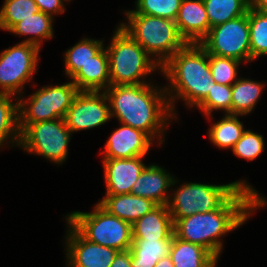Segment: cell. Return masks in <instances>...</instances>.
Returning <instances> with one entry per match:
<instances>
[{
	"label": "cell",
	"instance_id": "44dd1931",
	"mask_svg": "<svg viewBox=\"0 0 267 267\" xmlns=\"http://www.w3.org/2000/svg\"><path fill=\"white\" fill-rule=\"evenodd\" d=\"M169 256L175 267H216L218 259L203 246L173 235Z\"/></svg>",
	"mask_w": 267,
	"mask_h": 267
},
{
	"label": "cell",
	"instance_id": "f1b7e54d",
	"mask_svg": "<svg viewBox=\"0 0 267 267\" xmlns=\"http://www.w3.org/2000/svg\"><path fill=\"white\" fill-rule=\"evenodd\" d=\"M248 23L251 61H253L267 55V14L251 5L248 8Z\"/></svg>",
	"mask_w": 267,
	"mask_h": 267
},
{
	"label": "cell",
	"instance_id": "ac0fdd59",
	"mask_svg": "<svg viewBox=\"0 0 267 267\" xmlns=\"http://www.w3.org/2000/svg\"><path fill=\"white\" fill-rule=\"evenodd\" d=\"M133 240H173V221L167 205H158L132 224Z\"/></svg>",
	"mask_w": 267,
	"mask_h": 267
},
{
	"label": "cell",
	"instance_id": "4316f807",
	"mask_svg": "<svg viewBox=\"0 0 267 267\" xmlns=\"http://www.w3.org/2000/svg\"><path fill=\"white\" fill-rule=\"evenodd\" d=\"M210 28L245 15L251 0H203Z\"/></svg>",
	"mask_w": 267,
	"mask_h": 267
},
{
	"label": "cell",
	"instance_id": "5b68a950",
	"mask_svg": "<svg viewBox=\"0 0 267 267\" xmlns=\"http://www.w3.org/2000/svg\"><path fill=\"white\" fill-rule=\"evenodd\" d=\"M106 49L109 59L110 85L148 84L143 77H147L156 69H161L142 46L120 26L117 27Z\"/></svg>",
	"mask_w": 267,
	"mask_h": 267
},
{
	"label": "cell",
	"instance_id": "3957f363",
	"mask_svg": "<svg viewBox=\"0 0 267 267\" xmlns=\"http://www.w3.org/2000/svg\"><path fill=\"white\" fill-rule=\"evenodd\" d=\"M160 71L170 81V86L164 88L174 117L177 98L191 108L196 107L215 83L209 67L208 53L200 44L187 43Z\"/></svg>",
	"mask_w": 267,
	"mask_h": 267
},
{
	"label": "cell",
	"instance_id": "f546056e",
	"mask_svg": "<svg viewBox=\"0 0 267 267\" xmlns=\"http://www.w3.org/2000/svg\"><path fill=\"white\" fill-rule=\"evenodd\" d=\"M38 11L34 0H5L0 10V29L9 31L15 24Z\"/></svg>",
	"mask_w": 267,
	"mask_h": 267
},
{
	"label": "cell",
	"instance_id": "ffe728a7",
	"mask_svg": "<svg viewBox=\"0 0 267 267\" xmlns=\"http://www.w3.org/2000/svg\"><path fill=\"white\" fill-rule=\"evenodd\" d=\"M71 81L76 85L78 91H105L110 86L106 47H103L92 57V60L82 66L80 72Z\"/></svg>",
	"mask_w": 267,
	"mask_h": 267
},
{
	"label": "cell",
	"instance_id": "d590c367",
	"mask_svg": "<svg viewBox=\"0 0 267 267\" xmlns=\"http://www.w3.org/2000/svg\"><path fill=\"white\" fill-rule=\"evenodd\" d=\"M110 267H131L130 250L119 251Z\"/></svg>",
	"mask_w": 267,
	"mask_h": 267
},
{
	"label": "cell",
	"instance_id": "836d02e7",
	"mask_svg": "<svg viewBox=\"0 0 267 267\" xmlns=\"http://www.w3.org/2000/svg\"><path fill=\"white\" fill-rule=\"evenodd\" d=\"M264 146L263 136L248 129L233 146L232 152L239 158L253 161L263 152Z\"/></svg>",
	"mask_w": 267,
	"mask_h": 267
},
{
	"label": "cell",
	"instance_id": "6da1fadb",
	"mask_svg": "<svg viewBox=\"0 0 267 267\" xmlns=\"http://www.w3.org/2000/svg\"><path fill=\"white\" fill-rule=\"evenodd\" d=\"M261 207V198L240 187L219 209L195 213L173 224L174 235L186 242L203 246L219 259L223 235L243 225L254 210Z\"/></svg>",
	"mask_w": 267,
	"mask_h": 267
},
{
	"label": "cell",
	"instance_id": "9a60e30c",
	"mask_svg": "<svg viewBox=\"0 0 267 267\" xmlns=\"http://www.w3.org/2000/svg\"><path fill=\"white\" fill-rule=\"evenodd\" d=\"M142 158L103 159L105 195H122L131 193L132 187L146 165Z\"/></svg>",
	"mask_w": 267,
	"mask_h": 267
},
{
	"label": "cell",
	"instance_id": "d6a6232c",
	"mask_svg": "<svg viewBox=\"0 0 267 267\" xmlns=\"http://www.w3.org/2000/svg\"><path fill=\"white\" fill-rule=\"evenodd\" d=\"M209 67L215 83L232 86L238 79L239 60L208 54Z\"/></svg>",
	"mask_w": 267,
	"mask_h": 267
},
{
	"label": "cell",
	"instance_id": "1f68e13d",
	"mask_svg": "<svg viewBox=\"0 0 267 267\" xmlns=\"http://www.w3.org/2000/svg\"><path fill=\"white\" fill-rule=\"evenodd\" d=\"M182 0H136L135 10L126 14H144L175 21Z\"/></svg>",
	"mask_w": 267,
	"mask_h": 267
},
{
	"label": "cell",
	"instance_id": "2e32d148",
	"mask_svg": "<svg viewBox=\"0 0 267 267\" xmlns=\"http://www.w3.org/2000/svg\"><path fill=\"white\" fill-rule=\"evenodd\" d=\"M175 23L186 43L199 44L210 30L204 1L182 0Z\"/></svg>",
	"mask_w": 267,
	"mask_h": 267
},
{
	"label": "cell",
	"instance_id": "7c38bea8",
	"mask_svg": "<svg viewBox=\"0 0 267 267\" xmlns=\"http://www.w3.org/2000/svg\"><path fill=\"white\" fill-rule=\"evenodd\" d=\"M110 119V104L104 91H79L64 117L71 133L99 127Z\"/></svg>",
	"mask_w": 267,
	"mask_h": 267
},
{
	"label": "cell",
	"instance_id": "ba28073f",
	"mask_svg": "<svg viewBox=\"0 0 267 267\" xmlns=\"http://www.w3.org/2000/svg\"><path fill=\"white\" fill-rule=\"evenodd\" d=\"M78 92L76 85L70 80L62 85L43 86L30 95L29 100L18 98L20 133L29 124L64 119Z\"/></svg>",
	"mask_w": 267,
	"mask_h": 267
},
{
	"label": "cell",
	"instance_id": "4fadbf2b",
	"mask_svg": "<svg viewBox=\"0 0 267 267\" xmlns=\"http://www.w3.org/2000/svg\"><path fill=\"white\" fill-rule=\"evenodd\" d=\"M67 224L66 266L110 267L119 251L88 241L68 221Z\"/></svg>",
	"mask_w": 267,
	"mask_h": 267
},
{
	"label": "cell",
	"instance_id": "8992f818",
	"mask_svg": "<svg viewBox=\"0 0 267 267\" xmlns=\"http://www.w3.org/2000/svg\"><path fill=\"white\" fill-rule=\"evenodd\" d=\"M240 187L253 190L261 198V207H266V198L260 196L246 181L239 180L223 185L187 182L174 191L173 198L170 195L167 207L173 224L180 218L198 212L219 209Z\"/></svg>",
	"mask_w": 267,
	"mask_h": 267
},
{
	"label": "cell",
	"instance_id": "4dcf8cb0",
	"mask_svg": "<svg viewBox=\"0 0 267 267\" xmlns=\"http://www.w3.org/2000/svg\"><path fill=\"white\" fill-rule=\"evenodd\" d=\"M232 86L212 84L207 96L196 106L212 120L214 110H223L225 114H231Z\"/></svg>",
	"mask_w": 267,
	"mask_h": 267
},
{
	"label": "cell",
	"instance_id": "9c48e42d",
	"mask_svg": "<svg viewBox=\"0 0 267 267\" xmlns=\"http://www.w3.org/2000/svg\"><path fill=\"white\" fill-rule=\"evenodd\" d=\"M71 135L62 118L41 121L29 124L20 133L19 146L60 165L67 158Z\"/></svg>",
	"mask_w": 267,
	"mask_h": 267
},
{
	"label": "cell",
	"instance_id": "74e56055",
	"mask_svg": "<svg viewBox=\"0 0 267 267\" xmlns=\"http://www.w3.org/2000/svg\"><path fill=\"white\" fill-rule=\"evenodd\" d=\"M154 267H175L170 256L161 258Z\"/></svg>",
	"mask_w": 267,
	"mask_h": 267
},
{
	"label": "cell",
	"instance_id": "277c9868",
	"mask_svg": "<svg viewBox=\"0 0 267 267\" xmlns=\"http://www.w3.org/2000/svg\"><path fill=\"white\" fill-rule=\"evenodd\" d=\"M126 16L128 23L123 22L119 26L140 44L160 67L187 44L173 20L144 14Z\"/></svg>",
	"mask_w": 267,
	"mask_h": 267
},
{
	"label": "cell",
	"instance_id": "d6986e66",
	"mask_svg": "<svg viewBox=\"0 0 267 267\" xmlns=\"http://www.w3.org/2000/svg\"><path fill=\"white\" fill-rule=\"evenodd\" d=\"M98 204L109 214L114 215L130 224L155 209L158 204L153 200L134 194L105 195Z\"/></svg>",
	"mask_w": 267,
	"mask_h": 267
},
{
	"label": "cell",
	"instance_id": "30bf717a",
	"mask_svg": "<svg viewBox=\"0 0 267 267\" xmlns=\"http://www.w3.org/2000/svg\"><path fill=\"white\" fill-rule=\"evenodd\" d=\"M39 51L34 44L20 42L0 53V94L21 98L25 83L37 71Z\"/></svg>",
	"mask_w": 267,
	"mask_h": 267
},
{
	"label": "cell",
	"instance_id": "e0dca14e",
	"mask_svg": "<svg viewBox=\"0 0 267 267\" xmlns=\"http://www.w3.org/2000/svg\"><path fill=\"white\" fill-rule=\"evenodd\" d=\"M177 180L159 165L144 168L132 187L131 194L153 200L158 205H167L170 199L168 190Z\"/></svg>",
	"mask_w": 267,
	"mask_h": 267
},
{
	"label": "cell",
	"instance_id": "e575fe53",
	"mask_svg": "<svg viewBox=\"0 0 267 267\" xmlns=\"http://www.w3.org/2000/svg\"><path fill=\"white\" fill-rule=\"evenodd\" d=\"M35 3L37 4L38 10L48 14L52 17L53 15L58 14V13H64L65 11V5L64 1L68 2L71 0H34Z\"/></svg>",
	"mask_w": 267,
	"mask_h": 267
},
{
	"label": "cell",
	"instance_id": "52a82bcc",
	"mask_svg": "<svg viewBox=\"0 0 267 267\" xmlns=\"http://www.w3.org/2000/svg\"><path fill=\"white\" fill-rule=\"evenodd\" d=\"M66 220L88 241L117 251L129 250L133 242L132 224L109 214L98 203L92 212L75 211Z\"/></svg>",
	"mask_w": 267,
	"mask_h": 267
},
{
	"label": "cell",
	"instance_id": "8fae6325",
	"mask_svg": "<svg viewBox=\"0 0 267 267\" xmlns=\"http://www.w3.org/2000/svg\"><path fill=\"white\" fill-rule=\"evenodd\" d=\"M199 44L208 54L250 63L248 11L245 15L210 28Z\"/></svg>",
	"mask_w": 267,
	"mask_h": 267
},
{
	"label": "cell",
	"instance_id": "7402d4cb",
	"mask_svg": "<svg viewBox=\"0 0 267 267\" xmlns=\"http://www.w3.org/2000/svg\"><path fill=\"white\" fill-rule=\"evenodd\" d=\"M264 83L239 77L232 85L231 115L246 116L256 106Z\"/></svg>",
	"mask_w": 267,
	"mask_h": 267
},
{
	"label": "cell",
	"instance_id": "603a6c76",
	"mask_svg": "<svg viewBox=\"0 0 267 267\" xmlns=\"http://www.w3.org/2000/svg\"><path fill=\"white\" fill-rule=\"evenodd\" d=\"M52 20V16L38 11L31 15V17L23 19L15 24L9 32L16 35H30L31 37L22 42L31 43L41 48V43L44 39H52L54 36Z\"/></svg>",
	"mask_w": 267,
	"mask_h": 267
},
{
	"label": "cell",
	"instance_id": "83f0119b",
	"mask_svg": "<svg viewBox=\"0 0 267 267\" xmlns=\"http://www.w3.org/2000/svg\"><path fill=\"white\" fill-rule=\"evenodd\" d=\"M13 95L0 94V147L8 141L14 145L20 143L18 99L13 103Z\"/></svg>",
	"mask_w": 267,
	"mask_h": 267
},
{
	"label": "cell",
	"instance_id": "484cf974",
	"mask_svg": "<svg viewBox=\"0 0 267 267\" xmlns=\"http://www.w3.org/2000/svg\"><path fill=\"white\" fill-rule=\"evenodd\" d=\"M244 125L238 119V115L225 114L209 129L208 138L213 145L219 148H233L244 133Z\"/></svg>",
	"mask_w": 267,
	"mask_h": 267
},
{
	"label": "cell",
	"instance_id": "d4e9b609",
	"mask_svg": "<svg viewBox=\"0 0 267 267\" xmlns=\"http://www.w3.org/2000/svg\"><path fill=\"white\" fill-rule=\"evenodd\" d=\"M104 47L102 40L83 38L64 55L65 74L73 79L87 62Z\"/></svg>",
	"mask_w": 267,
	"mask_h": 267
},
{
	"label": "cell",
	"instance_id": "7a4b0ae2",
	"mask_svg": "<svg viewBox=\"0 0 267 267\" xmlns=\"http://www.w3.org/2000/svg\"><path fill=\"white\" fill-rule=\"evenodd\" d=\"M151 85H110L104 92L111 118L115 116L120 123L142 130L153 140L163 136L158 139L160 145L164 141V129L174 115L165 88Z\"/></svg>",
	"mask_w": 267,
	"mask_h": 267
},
{
	"label": "cell",
	"instance_id": "8d00e7d4",
	"mask_svg": "<svg viewBox=\"0 0 267 267\" xmlns=\"http://www.w3.org/2000/svg\"><path fill=\"white\" fill-rule=\"evenodd\" d=\"M251 5L256 10L267 14V0H251Z\"/></svg>",
	"mask_w": 267,
	"mask_h": 267
},
{
	"label": "cell",
	"instance_id": "cb8c5ba5",
	"mask_svg": "<svg viewBox=\"0 0 267 267\" xmlns=\"http://www.w3.org/2000/svg\"><path fill=\"white\" fill-rule=\"evenodd\" d=\"M172 240H133L130 246L131 267H154L169 255Z\"/></svg>",
	"mask_w": 267,
	"mask_h": 267
},
{
	"label": "cell",
	"instance_id": "5bb4252c",
	"mask_svg": "<svg viewBox=\"0 0 267 267\" xmlns=\"http://www.w3.org/2000/svg\"><path fill=\"white\" fill-rule=\"evenodd\" d=\"M152 141L154 140L142 130L121 123L106 142L104 159L145 157Z\"/></svg>",
	"mask_w": 267,
	"mask_h": 267
}]
</instances>
